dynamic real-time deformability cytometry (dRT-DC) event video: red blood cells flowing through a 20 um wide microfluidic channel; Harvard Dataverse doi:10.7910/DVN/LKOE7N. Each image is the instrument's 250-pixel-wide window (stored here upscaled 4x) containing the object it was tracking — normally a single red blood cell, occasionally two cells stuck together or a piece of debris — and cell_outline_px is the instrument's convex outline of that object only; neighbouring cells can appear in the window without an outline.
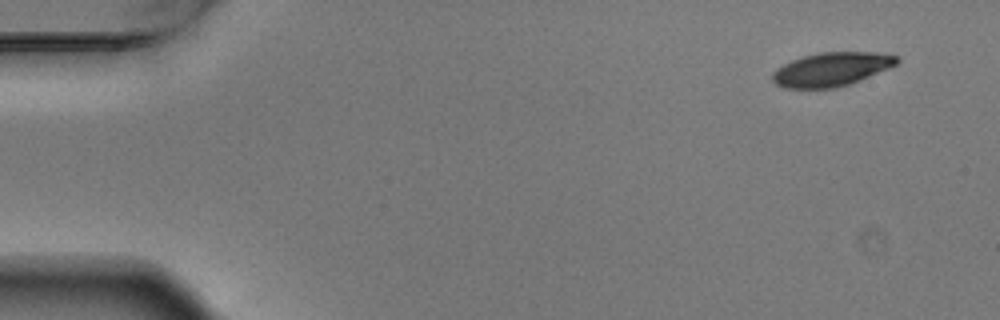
{"species": "Egyptian fruit bat (a non-hibernating species)", "species_latin": "Rousettus aegyptiacus", "temperature_condition": "warm", "stored_images_in_passage": 7, "camera_frame_rate_fps": 3000, "um_per_image_px": 0.085, "animal": {"sex": "male"}, "frame": {"image": 1, "passage_image": 1, "time_ms": 0.0, "image_size_px": [1000, 320], "cell_outline_px": [[900, 60], [896, 64], [888, 68], [848, 84], [836, 88], [784, 88], [776, 84], [772, 80], [772, 72], [776, 68], [792, 60], [804, 56], [820, 52], [872, 52], [896, 56]], "centroid_in_image_um": [70.62, 5.89], "position_along_channel_um": 14.4, "area_um2": 24.16}}
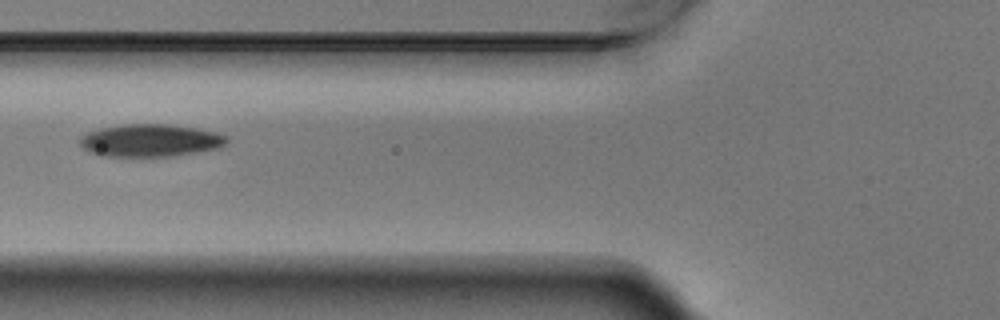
{"frame": {"image": 2, "passage_image": 6, "time_ms": 1.667, "image_size_px": [1000, 320], "cell_outline_px": [[228, 140], [220, 148], [172, 156], [108, 156], [92, 152], [84, 148], [80, 144], [80, 136], [88, 132], [100, 128], [124, 124], [168, 124], [196, 128], [216, 132], [228, 136]], "centroid_in_image_um": [12.81, 11.93], "position_along_channel_um": 113.0, "area_um2": 27.69}}
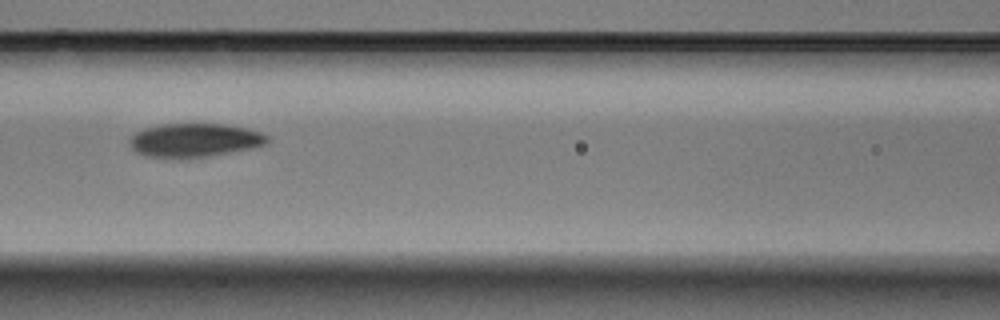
{"frame": {"image": 3, "passage_image": 7, "time_ms": 2.0, "image_size_px": [1000, 320], "cell_outline_px": [[272, 140], [268, 144], [252, 148], [232, 152], [208, 156], [148, 156], [136, 152], [128, 144], [128, 140], [136, 132], [144, 128], [160, 124], [224, 124], [248, 128], [260, 132], [268, 136]], "centroid_in_image_um": [16.59, 11.89], "position_along_channel_um": 150.0, "area_um2": 26.76}}